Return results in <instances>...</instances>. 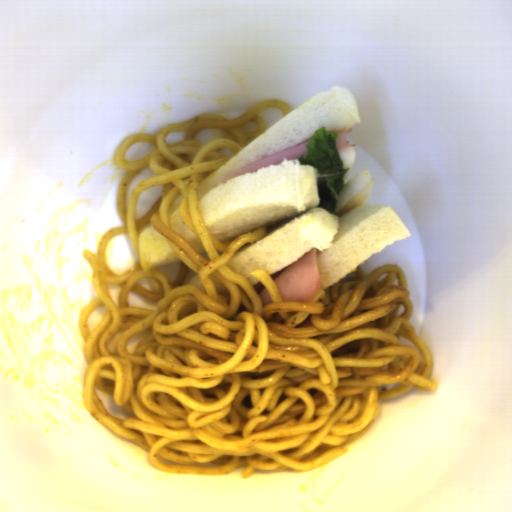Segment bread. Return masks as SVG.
Returning <instances> with one entry per match:
<instances>
[{
    "label": "bread",
    "mask_w": 512,
    "mask_h": 512,
    "mask_svg": "<svg viewBox=\"0 0 512 512\" xmlns=\"http://www.w3.org/2000/svg\"><path fill=\"white\" fill-rule=\"evenodd\" d=\"M181 195L182 192L172 200L167 209L168 225L170 229L180 234L185 239V241L199 254L206 251V249L203 243L198 240L187 228L179 214Z\"/></svg>",
    "instance_id": "3"
},
{
    "label": "bread",
    "mask_w": 512,
    "mask_h": 512,
    "mask_svg": "<svg viewBox=\"0 0 512 512\" xmlns=\"http://www.w3.org/2000/svg\"><path fill=\"white\" fill-rule=\"evenodd\" d=\"M337 153L343 163V168H349V171L347 173L352 171L356 161L355 148H344L342 150L337 151Z\"/></svg>",
    "instance_id": "4"
},
{
    "label": "bread",
    "mask_w": 512,
    "mask_h": 512,
    "mask_svg": "<svg viewBox=\"0 0 512 512\" xmlns=\"http://www.w3.org/2000/svg\"><path fill=\"white\" fill-rule=\"evenodd\" d=\"M137 251L144 272L179 261L166 236L157 233L152 223L139 231Z\"/></svg>",
    "instance_id": "2"
},
{
    "label": "bread",
    "mask_w": 512,
    "mask_h": 512,
    "mask_svg": "<svg viewBox=\"0 0 512 512\" xmlns=\"http://www.w3.org/2000/svg\"><path fill=\"white\" fill-rule=\"evenodd\" d=\"M187 284H192V285H195V286L203 289V287L200 283L199 273H197V272L190 278V280L187 282Z\"/></svg>",
    "instance_id": "5"
},
{
    "label": "bread",
    "mask_w": 512,
    "mask_h": 512,
    "mask_svg": "<svg viewBox=\"0 0 512 512\" xmlns=\"http://www.w3.org/2000/svg\"><path fill=\"white\" fill-rule=\"evenodd\" d=\"M356 102L347 88L333 86L316 93L265 129L243 149L198 183L197 203L210 235L220 243L264 228L263 237L237 249L227 268L270 277L316 250L321 291L344 279L360 264L389 245L411 237L389 206L362 204L342 216L320 207L316 167L285 157L222 183L237 170L308 142L319 127L341 133L360 124Z\"/></svg>",
    "instance_id": "1"
}]
</instances>
